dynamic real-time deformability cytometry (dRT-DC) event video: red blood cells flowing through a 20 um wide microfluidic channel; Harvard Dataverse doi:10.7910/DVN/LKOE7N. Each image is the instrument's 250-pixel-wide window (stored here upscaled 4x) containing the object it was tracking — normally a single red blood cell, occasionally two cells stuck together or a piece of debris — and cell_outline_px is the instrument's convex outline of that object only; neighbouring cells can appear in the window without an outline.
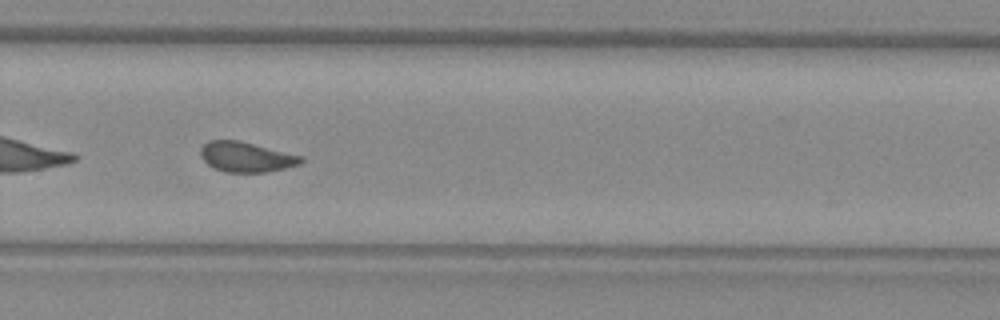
{"species": "common noctule bat (a hibernating species)", "species_latin": "Nyctalus noctula", "temperature_condition": "warm", "stored_images_in_passage": 37, "camera_frame_rate_fps": 3000, "um_per_image_px": 0.085, "animal": {"sex": "female", "body_mass_g": 29.2, "forearm_length_mm": 56.3}, "frame": {"image": 1, "passage_image": 26, "time_ms": 8.333, "image_size_px": [1000, 320], "cell_outline_px": [[304, 160], [300, 164], [268, 172], [224, 172], [208, 164], [200, 156], [200, 148], [208, 140], [236, 140], [304, 156]], "centroid_in_image_um": [20.93, 13.34], "position_along_channel_um": 308.9, "area_um2": 17.51}}